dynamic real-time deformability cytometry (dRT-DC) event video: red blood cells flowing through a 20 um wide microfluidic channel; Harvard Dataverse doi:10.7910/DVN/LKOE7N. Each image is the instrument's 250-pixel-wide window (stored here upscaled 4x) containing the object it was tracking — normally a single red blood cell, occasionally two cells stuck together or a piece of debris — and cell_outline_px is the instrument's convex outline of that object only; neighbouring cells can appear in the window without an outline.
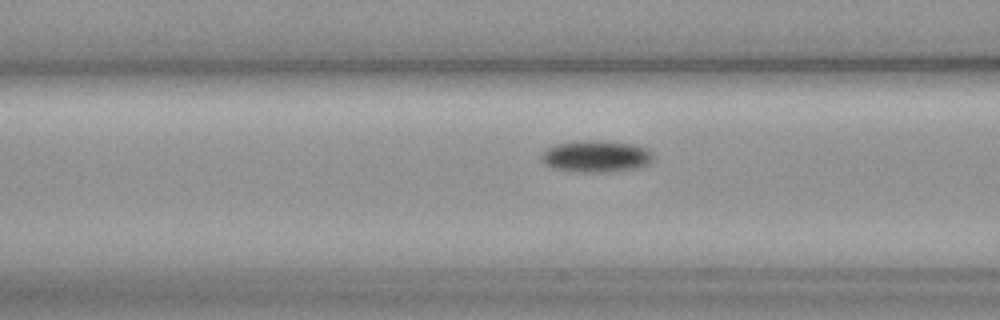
{"species": "common noctule bat (a hibernating species)", "species_latin": "Nyctalus noctula", "temperature_condition": "cold", "stored_images_in_passage": 36, "camera_frame_rate_fps": 3000, "um_per_image_px": 0.085, "animal": {"sex": "female", "body_mass_g": 19.3, "forearm_length_mm": 54.1}, "frame": {"image": 1, "passage_image": 6, "time_ms": 1.667, "image_size_px": [1000, 320], "cell_outline_px": [[652, 160], [648, 164], [632, 168], [600, 172], [584, 172], [552, 168], [544, 164], [540, 160], [540, 156], [548, 148], [556, 144], [576, 140], [596, 140], [632, 144], [648, 148], [652, 152]], "centroid_in_image_um": [50.62, 13.27], "position_along_channel_um": 116.0, "area_um2": 20.52}}
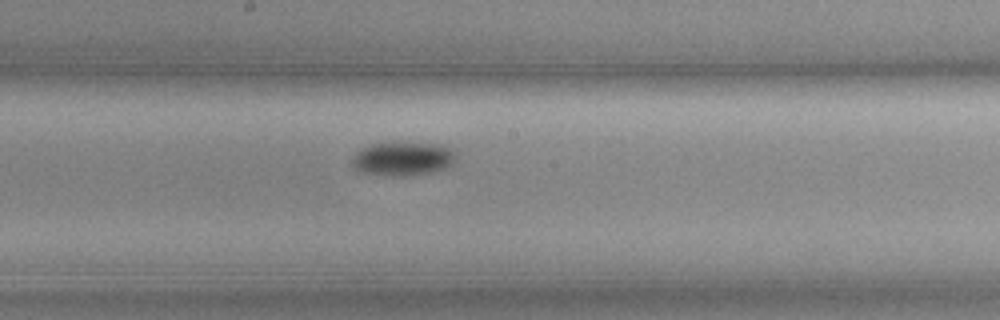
{"frame": {"image": 2, "passage_image": 14, "time_ms": 4.333, "image_size_px": [1000, 320], "cell_outline_px": [[456, 160], [452, 164], [444, 168], [432, 172], [408, 176], [392, 176], [360, 172], [352, 164], [352, 160], [356, 152], [372, 144], [440, 144], [456, 152]], "centroid_in_image_um": [34.27, 13.52], "position_along_channel_um": 213.9, "area_um2": 20.0}}
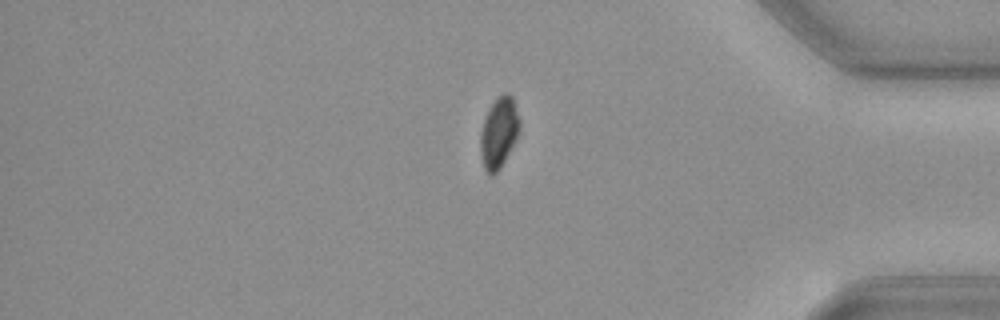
{"frame": {"image": 3, "passage_image": 31, "time_ms": 10.0, "image_size_px": [1000, 320], "cell_outline_px": [[520, 132], [516, 140], [500, 168], [492, 176], [484, 168], [480, 156], [480, 132], [488, 108], [504, 92], [508, 92], [512, 96], [520, 120]], "centroid_in_image_um": [42.41, 11.27], "position_along_channel_um": 392.8, "area_um2": 16.18}, "authors_computed_cell_mechanics": {"area_um2": 19.2185, "velocity_mm_per_s": 3.6762, "shape_relaxation_time_tau1_ms": 2.7749, "shape_relaxation_time_tau2_ms": null, "deformation_change_tau1": 0.0713, "deformation_change_tau2": null}}